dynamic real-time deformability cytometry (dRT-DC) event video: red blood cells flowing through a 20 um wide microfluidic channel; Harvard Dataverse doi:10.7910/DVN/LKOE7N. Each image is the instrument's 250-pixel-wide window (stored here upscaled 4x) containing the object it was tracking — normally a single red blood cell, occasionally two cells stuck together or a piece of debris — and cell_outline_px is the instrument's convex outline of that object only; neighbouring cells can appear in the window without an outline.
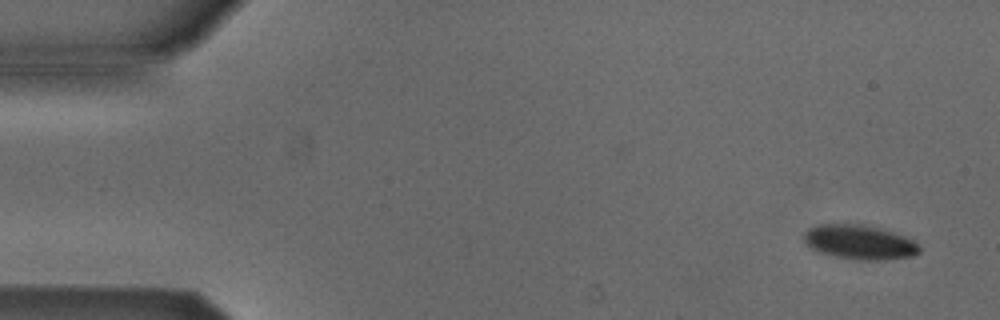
{"species": "Egyptian fruit bat (a non-hibernating species)", "species_latin": "Rousettus aegyptiacus", "temperature_condition": "cold", "stored_images_in_passage": 5, "camera_frame_rate_fps": 3000, "um_per_image_px": 0.085, "animal": {"sex": "male"}, "frame": {"image": 1, "passage_image": 1, "time_ms": 0.0, "image_size_px": [1000, 320], "cell_outline_px": [[920, 252], [912, 256], [880, 260], [856, 260], [836, 256], [820, 252], [812, 248], [804, 240], [804, 232], [808, 228], [820, 224], [864, 224], [880, 228], [904, 236], [912, 240], [920, 248]], "centroid_in_image_um": [73.05, 20.58], "position_along_channel_um": 11.9, "area_um2": 22.95}}